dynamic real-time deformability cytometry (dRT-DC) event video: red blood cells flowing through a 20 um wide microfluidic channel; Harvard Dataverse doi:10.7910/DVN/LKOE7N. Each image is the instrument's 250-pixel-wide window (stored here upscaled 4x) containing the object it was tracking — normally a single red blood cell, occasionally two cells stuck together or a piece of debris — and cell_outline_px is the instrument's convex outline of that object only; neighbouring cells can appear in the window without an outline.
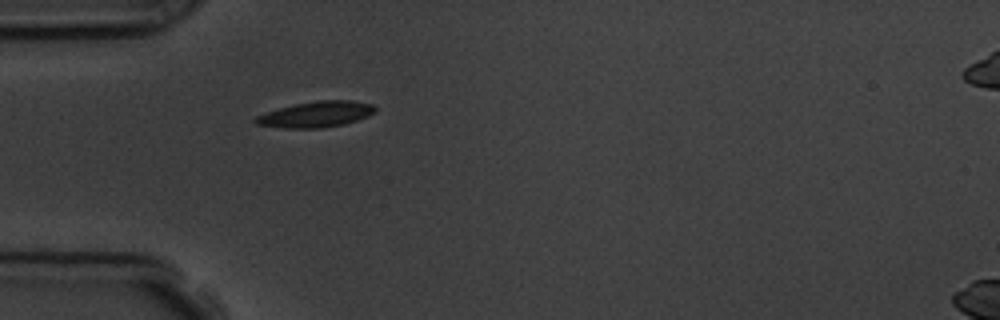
{"species": "common noctule bat (a hibernating species)", "species_latin": "Nyctalus noctula", "temperature_condition": "room temperature", "stored_images_in_passage": 1, "camera_frame_rate_fps": 3000, "um_per_image_px": 0.085, "animal": {"sex": "male", "body_mass_g": 19.5, "forearm_length_mm": 54.6}, "frame": {"image": 1, "passage_image": 1, "time_ms": 0.0, "image_size_px": [1000, 320], "cell_outline_px": [[376, 112], [368, 116], [344, 124], [320, 128], [284, 128], [256, 124], [252, 120], [256, 116], [280, 108], [296, 104], [320, 100], [352, 100], [372, 104], [376, 108]], "centroid_in_image_um": [26.88, 9.72], "position_along_channel_um": 58.1, "area_um2": 17.86}}